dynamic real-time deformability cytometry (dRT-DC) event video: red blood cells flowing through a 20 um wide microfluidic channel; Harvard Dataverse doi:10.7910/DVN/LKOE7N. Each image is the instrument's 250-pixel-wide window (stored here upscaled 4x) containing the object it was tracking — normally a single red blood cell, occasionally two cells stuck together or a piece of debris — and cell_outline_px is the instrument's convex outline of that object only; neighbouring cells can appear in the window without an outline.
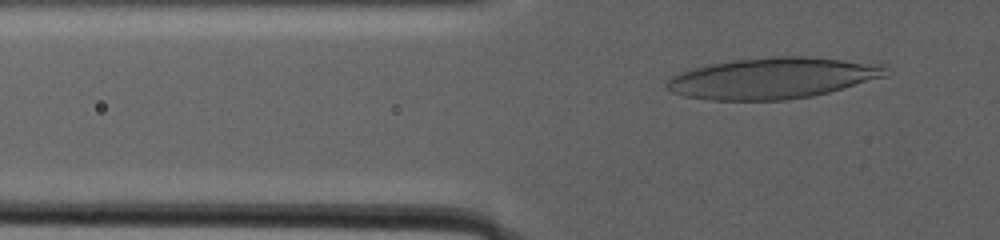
{"species": "human", "species_latin": "Homo sapiens", "temperature_condition": "warm", "stored_images_in_passage": 66, "camera_frame_rate_fps": 3000, "um_per_image_px": 0.085, "donor": {"sex": "male"}, "frame": {"image": 1, "passage_image": 33, "time_ms": 11.667, "image_size_px": [1000, 240], "cell_outline_px": [[892, 72], [884, 76], [828, 92], [812, 96], [784, 100], [712, 100], [684, 96], [672, 92], [664, 88], [664, 84], [672, 76], [680, 72], [708, 64], [732, 60], [776, 56], [808, 56], [884, 64]], "centroid_in_image_um": [65.65, 6.63], "position_along_channel_um": 60.1, "area_um2": 52.48}}
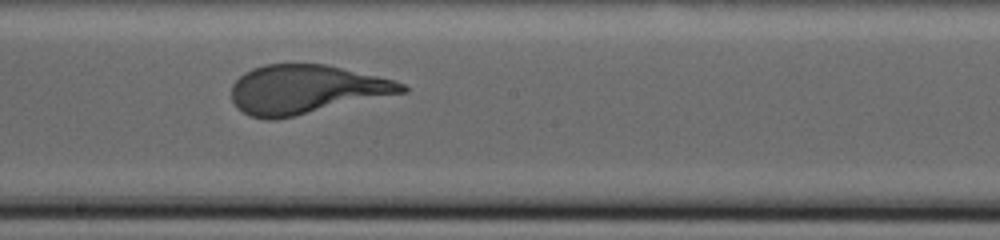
{"frame": {"image": 2, "passage_image": 54, "time_ms": 21.333, "image_size_px": [1000, 240], "cell_outline_px": [[408, 92], [276, 120], [264, 120], [248, 116], [236, 108], [232, 100], [232, 84], [244, 72], [252, 68], [264, 64], [324, 64], [376, 76], [392, 80], [404, 84], [408, 88]], "centroid_in_image_um": [25.96, 7.62], "position_along_channel_um": 222.2, "area_um2": 48.67}}
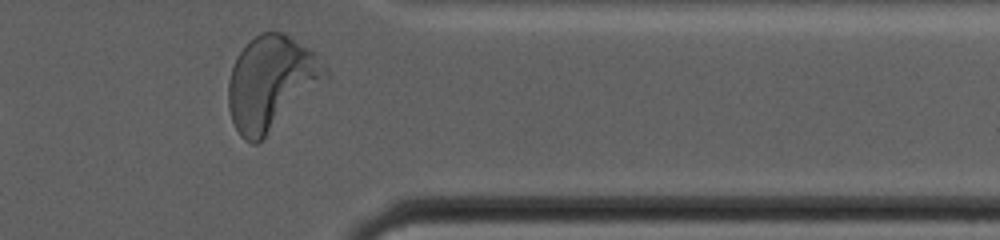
{"frame": {"image": 3, "passage_image": 66, "time_ms": 30.333, "image_size_px": [1000, 240], "cell_outline_px": [[328, 76], [256, 144], [252, 144], [244, 140], [240, 136], [232, 120], [228, 108], [228, 80], [236, 56], [260, 32], [280, 32], [288, 36], [308, 48], [328, 68]], "centroid_in_image_um": [22.99, 7.04], "position_along_channel_um": 388.4, "area_um2": 51.67}}